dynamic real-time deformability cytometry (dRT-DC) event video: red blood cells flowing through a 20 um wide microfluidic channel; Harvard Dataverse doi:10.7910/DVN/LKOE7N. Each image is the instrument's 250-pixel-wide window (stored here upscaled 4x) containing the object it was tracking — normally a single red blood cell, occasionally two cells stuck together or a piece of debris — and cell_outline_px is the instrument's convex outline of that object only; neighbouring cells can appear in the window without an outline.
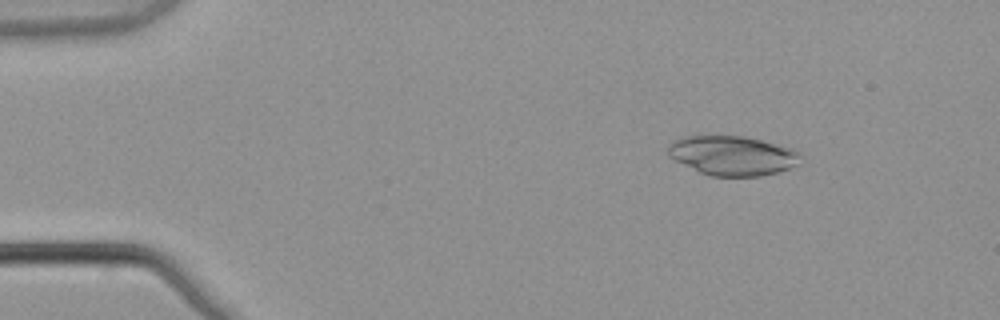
{"species": "common noctule bat (a hibernating species)", "species_latin": "Nyctalus noctula", "temperature_condition": "warm", "stored_images_in_passage": 3, "camera_frame_rate_fps": 3000, "um_per_image_px": 0.085, "animal": {"sex": "male", "body_mass_g": 21.5, "forearm_length_mm": 52.0}, "frame": {"image": 1, "passage_image": 1, "time_ms": 0.0, "image_size_px": [1000, 320], "cell_outline_px": [[800, 164], [792, 168], [780, 172], [760, 176], [712, 176], [700, 172], [668, 156], [668, 144], [672, 140], [684, 136], [744, 136], [764, 140], [792, 148], [800, 152]], "centroid_in_image_um": [62.3, 13.22], "position_along_channel_um": 22.7, "area_um2": 30.75}}